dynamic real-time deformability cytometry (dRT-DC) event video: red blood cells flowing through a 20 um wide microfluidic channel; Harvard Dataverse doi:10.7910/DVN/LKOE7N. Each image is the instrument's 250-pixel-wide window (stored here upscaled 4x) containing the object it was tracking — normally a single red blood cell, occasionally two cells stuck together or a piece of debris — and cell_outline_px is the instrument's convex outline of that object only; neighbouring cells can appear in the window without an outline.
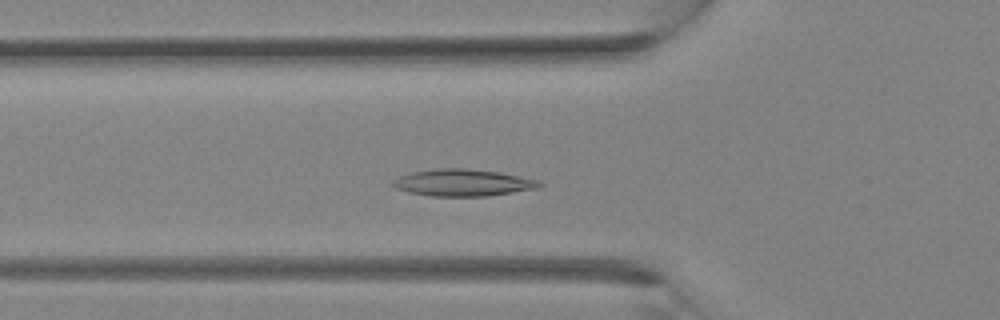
{"species": "Egyptian fruit bat (a non-hibernating species)", "species_latin": "Rousettus aegyptiacus", "temperature_condition": "room temperature", "stored_images_in_passage": 31, "camera_frame_rate_fps": 3000, "um_per_image_px": 0.085, "animal": {"sex": "female"}, "frame": {"image": 1, "passage_image": 9, "time_ms": 2.667, "image_size_px": [1000, 320], "cell_outline_px": [[544, 184], [540, 188], [488, 196], [432, 196], [408, 192], [396, 188], [392, 184], [392, 180], [400, 176], [412, 172], [436, 168], [464, 168], [500, 172], [540, 180]], "centroid_in_image_um": [39.39, 15.52], "position_along_channel_um": 86.4, "area_um2": 23.12}}
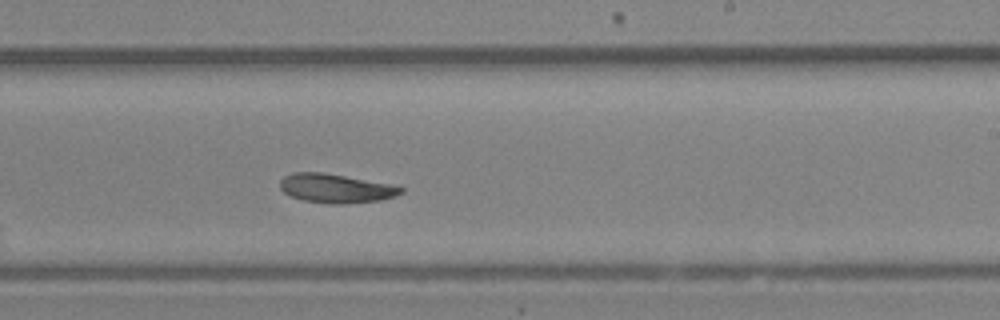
{"frame": {"image": 2, "passage_image": 18, "time_ms": 5.667, "image_size_px": [1000, 320], "cell_outline_px": [[404, 192], [396, 196], [380, 200], [340, 204], [332, 204], [304, 200], [292, 196], [284, 192], [280, 188], [280, 180], [284, 176], [292, 172], [324, 172], [392, 184], [404, 188]], "centroid_in_image_um": [28.56, 16.0], "position_along_channel_um": 260.4, "area_um2": 20.46}}
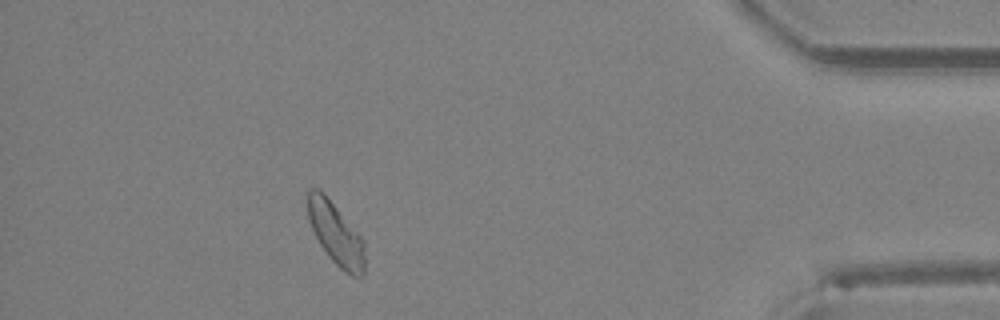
{"frame": {"image": 3, "passage_image": 28, "time_ms": 9.0, "image_size_px": [1000, 320], "cell_outline_px": [[364, 276], [352, 276], [344, 272], [328, 256], [320, 244], [308, 220], [308, 192], [312, 188], [316, 188], [336, 208], [364, 240]], "centroid_in_image_um": [28.56, 19.94], "position_along_channel_um": 406.6, "area_um2": 20.0}}